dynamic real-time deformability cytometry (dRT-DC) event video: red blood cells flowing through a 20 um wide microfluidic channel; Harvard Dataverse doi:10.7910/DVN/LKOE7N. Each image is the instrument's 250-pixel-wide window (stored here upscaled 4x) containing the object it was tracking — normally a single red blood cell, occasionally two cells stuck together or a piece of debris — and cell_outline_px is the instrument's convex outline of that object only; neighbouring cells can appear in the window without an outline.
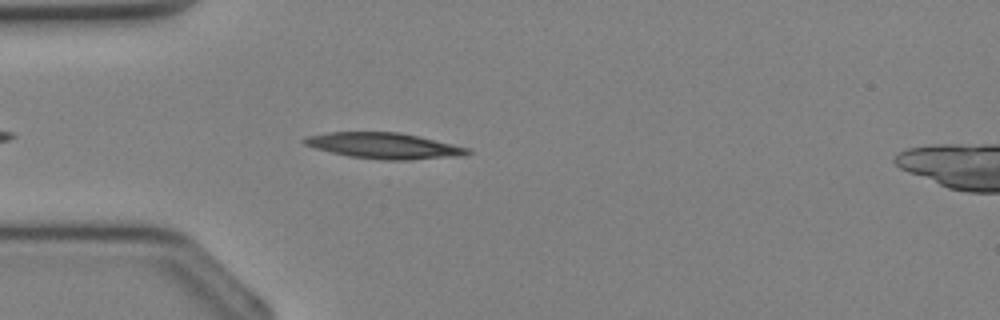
{"species": "Egyptian fruit bat (a non-hibernating species)", "species_latin": "Rousettus aegyptiacus", "temperature_condition": "cold", "stored_images_in_passage": 6, "camera_frame_rate_fps": 3000, "um_per_image_px": 0.085, "animal": {"sex": "female"}, "frame": {"image": 1, "passage_image": 3, "time_ms": 0.667, "image_size_px": [1000, 320], "cell_outline_px": [[472, 152], [464, 156], [408, 160], [384, 160], [348, 156], [316, 148], [304, 144], [300, 140], [304, 136], [328, 132], [400, 132], [452, 144], [468, 148]], "centroid_in_image_um": [32.62, 12.39], "position_along_channel_um": 52.4, "area_um2": 24.62}}
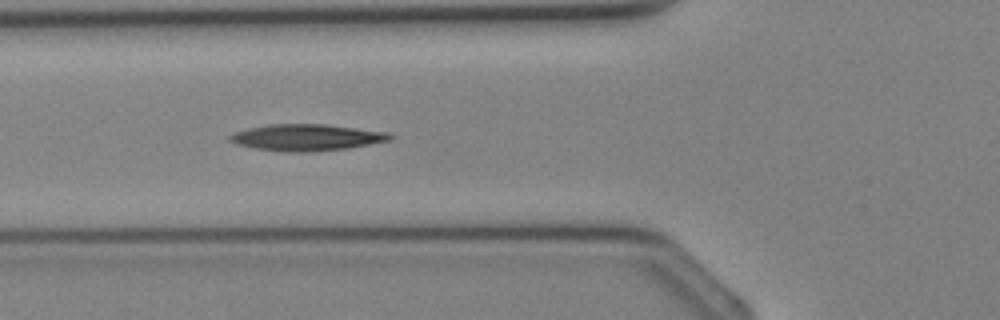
{"frame": {"image": 2, "passage_image": 6, "time_ms": 1.667, "image_size_px": [1000, 320], "cell_outline_px": [[396, 136], [392, 140], [348, 148], [304, 152], [284, 152], [256, 148], [236, 144], [228, 140], [228, 136], [236, 132], [248, 128], [268, 124], [324, 124], [388, 132]], "centroid_in_image_um": [26.08, 11.68], "position_along_channel_um": 99.7, "area_um2": 24.74}}